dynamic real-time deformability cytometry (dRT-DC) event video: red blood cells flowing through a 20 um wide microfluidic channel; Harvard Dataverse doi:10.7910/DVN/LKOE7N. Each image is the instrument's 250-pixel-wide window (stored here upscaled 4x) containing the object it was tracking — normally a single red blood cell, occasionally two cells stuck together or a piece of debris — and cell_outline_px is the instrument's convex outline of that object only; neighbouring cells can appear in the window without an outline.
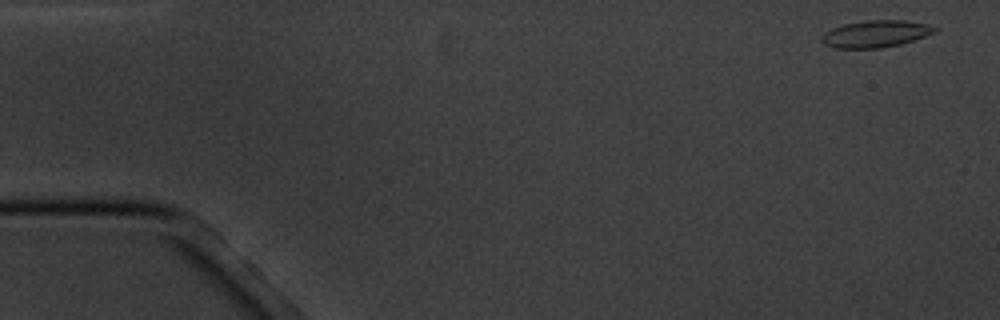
{"species": "common noctule bat (a hibernating species)", "species_latin": "Nyctalus noctula", "temperature_condition": "cold", "stored_images_in_passage": 7, "camera_frame_rate_fps": 3000, "um_per_image_px": 0.085, "animal": {"sex": "male", "body_mass_g": 20.1, "forearm_length_mm": 53.5}, "frame": {"image": 1, "passage_image": 1, "time_ms": 0.0, "image_size_px": [1000, 320], "cell_outline_px": [[940, 28], [936, 32], [900, 44], [880, 48], [832, 48], [824, 44], [820, 40], [820, 36], [824, 32], [832, 28], [844, 24], [864, 20], [904, 20], [928, 24]], "centroid_in_image_um": [74.4, 2.87], "position_along_channel_um": 10.6, "area_um2": 17.92}}
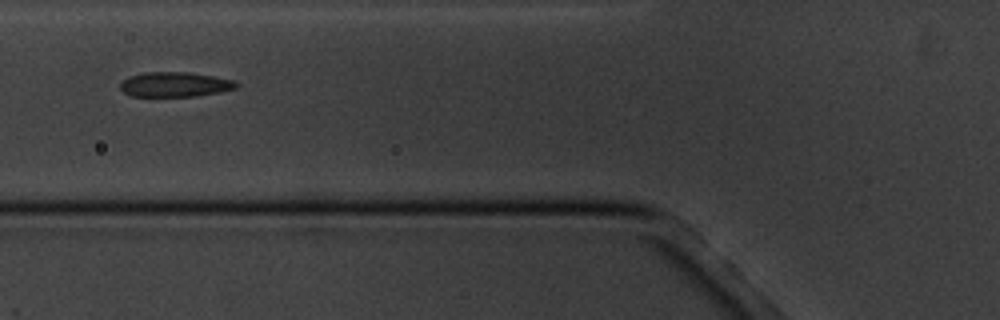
{"frame": {"image": 2, "passage_image": 6, "time_ms": 6.333, "image_size_px": [1000, 320], "cell_outline_px": [[240, 88], [220, 92], [196, 96], [132, 96], [124, 92], [120, 88], [120, 80], [128, 76], [144, 72], [188, 72], [236, 80], [240, 84]], "centroid_in_image_um": [14.9, 7.17], "position_along_channel_um": 110.9, "area_um2": 17.05}}
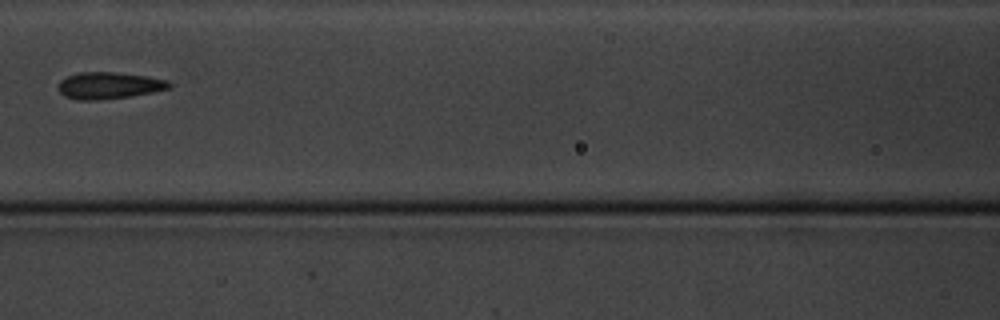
{"frame": {"image": 3, "passage_image": 7, "time_ms": 7.667, "image_size_px": [1000, 320], "cell_outline_px": [[172, 88], [152, 92], [128, 96], [96, 100], [80, 100], [64, 96], [56, 88], [60, 80], [68, 76], [80, 72], [116, 72], [148, 76], [168, 80], [172, 84]], "centroid_in_image_um": [9.27, 7.26], "position_along_channel_um": 157.3, "area_um2": 17.34}}